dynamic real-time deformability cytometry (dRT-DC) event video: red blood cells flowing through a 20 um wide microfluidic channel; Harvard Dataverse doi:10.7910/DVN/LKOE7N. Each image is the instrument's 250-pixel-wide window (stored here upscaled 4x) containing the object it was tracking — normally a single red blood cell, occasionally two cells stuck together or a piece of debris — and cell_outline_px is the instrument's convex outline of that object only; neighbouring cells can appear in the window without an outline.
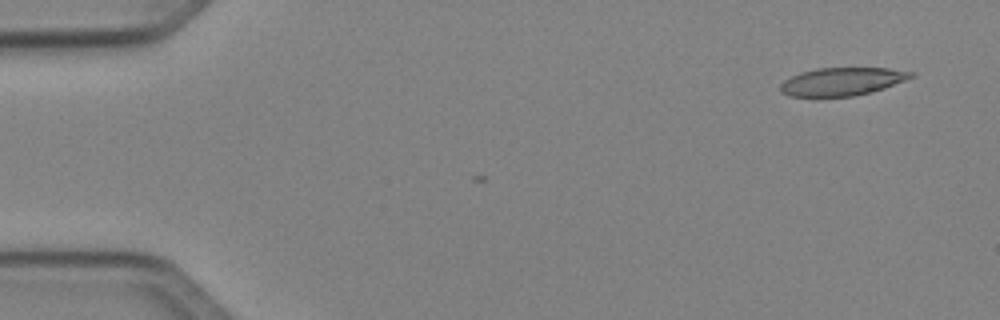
{"species": "Egyptian fruit bat (a non-hibernating species)", "species_latin": "Rousettus aegyptiacus", "temperature_condition": "cold", "stored_images_in_passage": 2, "camera_frame_rate_fps": 3000, "um_per_image_px": 0.085, "animal": {"sex": "female"}, "frame": {"image": 1, "passage_image": 2, "time_ms": 1.333, "image_size_px": [1000, 320], "cell_outline_px": [[916, 76], [884, 88], [852, 96], [788, 96], [780, 92], [780, 84], [784, 80], [800, 72], [816, 68], [888, 68], [916, 72]], "centroid_in_image_um": [71.58, 6.92], "position_along_channel_um": 13.4, "area_um2": 21.27}}